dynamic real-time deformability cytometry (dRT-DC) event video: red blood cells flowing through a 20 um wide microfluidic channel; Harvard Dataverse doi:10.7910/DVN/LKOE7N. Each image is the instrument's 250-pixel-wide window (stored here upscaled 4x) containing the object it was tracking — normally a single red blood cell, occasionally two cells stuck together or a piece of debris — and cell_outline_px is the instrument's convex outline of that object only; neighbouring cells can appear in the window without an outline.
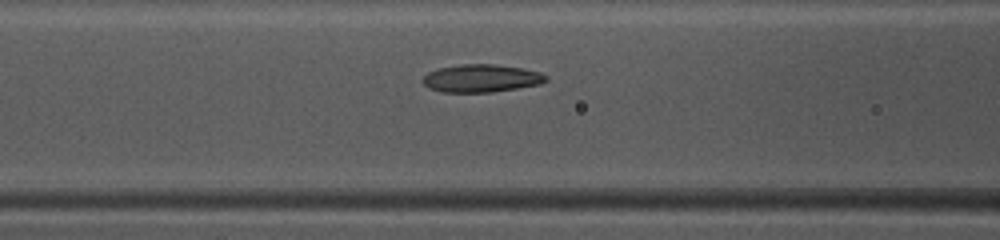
{"species": "common noctule bat (a hibernating species)", "species_latin": "Nyctalus noctula", "temperature_condition": "warm", "stored_images_in_passage": 45, "camera_frame_rate_fps": 3000, "um_per_image_px": 0.085, "animal": {"sex": "female", "body_mass_g": 10.0, "forearm_length_mm": 53.1}, "frame": {"image": 1, "passage_image": 21, "time_ms": 6.667, "image_size_px": [1000, 240], "cell_outline_px": [[548, 80], [540, 84], [492, 92], [440, 92], [428, 88], [420, 80], [428, 72], [440, 68], [460, 64], [496, 64], [524, 68], [540, 72], [548, 76]], "centroid_in_image_um": [40.91, 6.65], "position_along_channel_um": 125.7, "area_um2": 20.11}}
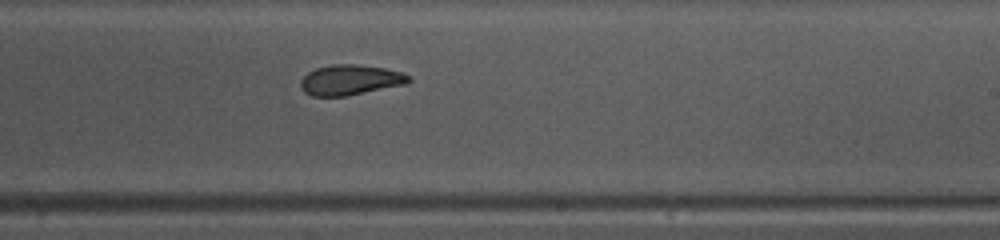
{"frame": {"image": 2, "passage_image": 31, "time_ms": 10.0, "image_size_px": [1000, 240], "cell_outline_px": [[412, 80], [404, 84], [348, 96], [312, 96], [304, 92], [300, 88], [300, 80], [308, 72], [316, 68], [332, 64], [356, 64], [384, 68], [404, 72], [412, 76]], "centroid_in_image_um": [29.77, 6.79], "position_along_channel_um": 259.2, "area_um2": 19.25}}
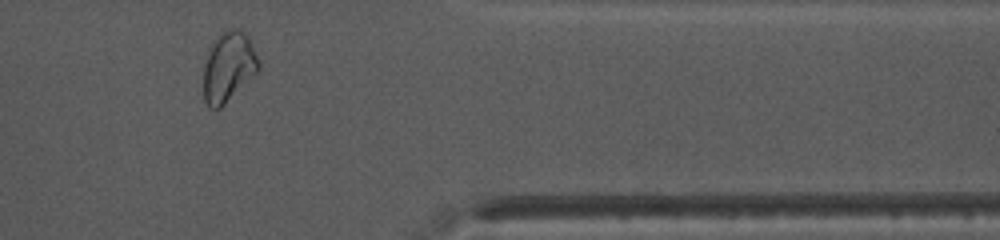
{"frame": {"image": 3, "passage_image": 42, "time_ms": 13.667, "image_size_px": [1000, 240], "cell_outline_px": [[260, 68], [220, 108], [208, 108], [204, 100], [204, 68], [208, 52], [216, 36], [220, 32], [232, 28], [240, 28], [248, 36], [260, 60]], "centroid_in_image_um": [19.42, 5.64], "position_along_channel_um": 392.0, "area_um2": 22.31}, "authors_computed_cell_mechanics": {"area_um2": 20.1144, "velocity_mm_per_s": 4.0042, "shape_relaxation_time_tau1_ms": 9.1356, "shape_relaxation_time_tau2_ms": 2.5208, "deformation_change_tau1": 0.2135, "deformation_change_tau2": 0.0806}}